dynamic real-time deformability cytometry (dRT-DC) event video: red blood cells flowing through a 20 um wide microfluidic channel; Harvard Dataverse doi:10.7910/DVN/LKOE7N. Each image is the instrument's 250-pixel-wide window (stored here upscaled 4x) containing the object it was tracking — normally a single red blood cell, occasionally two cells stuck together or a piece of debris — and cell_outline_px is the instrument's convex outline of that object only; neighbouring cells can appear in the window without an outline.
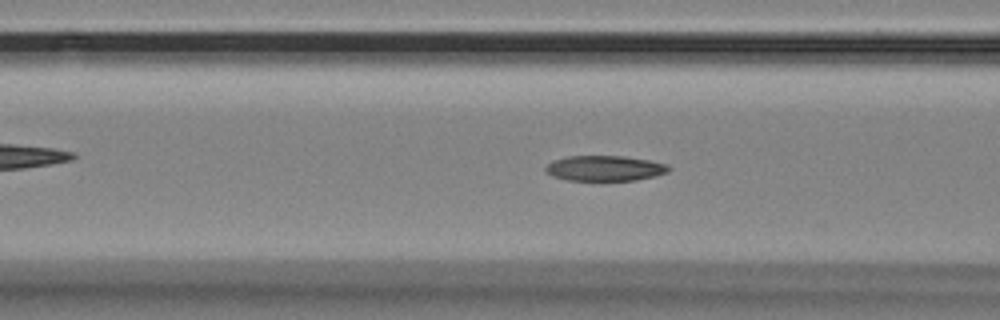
{"species": "Egyptian fruit bat (a non-hibernating species)", "species_latin": "Rousettus aegyptiacus", "temperature_condition": "room temperature", "stored_images_in_passage": 57, "camera_frame_rate_fps": 3000, "um_per_image_px": 0.085, "animal": {"sex": "female"}, "frame": {"image": 1, "passage_image": 21, "time_ms": 6.667, "image_size_px": [1000, 320], "cell_outline_px": [[672, 168], [668, 172], [656, 176], [636, 180], [568, 180], [552, 176], [544, 168], [552, 160], [568, 156], [624, 156], [648, 160], [668, 164]], "centroid_in_image_um": [51.44, 14.3], "position_along_channel_um": 115.2, "area_um2": 18.21}}
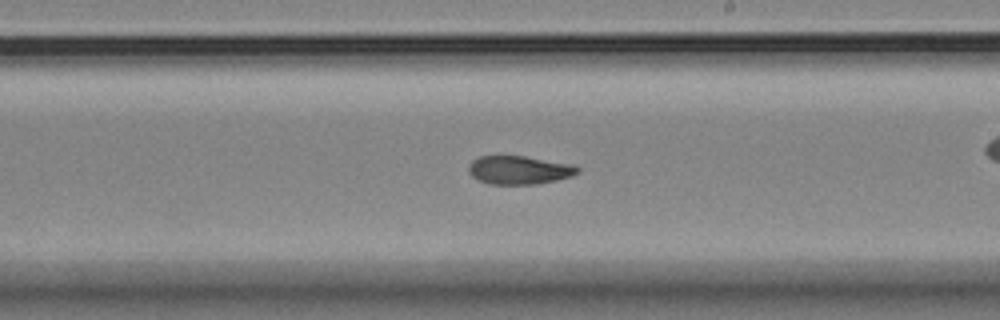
{"frame": {"image": 2, "passage_image": 32, "time_ms": 10.333, "image_size_px": [1000, 320], "cell_outline_px": [[580, 172], [572, 176], [556, 180], [536, 184], [488, 184], [472, 176], [468, 172], [468, 164], [472, 160], [480, 156], [524, 156], [576, 164], [580, 168]], "centroid_in_image_um": [44.16, 14.44], "position_along_channel_um": 244.8, "area_um2": 18.26}}
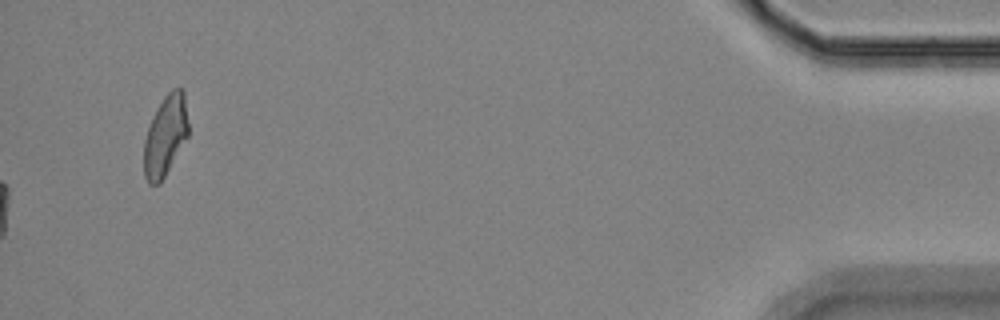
{"frame": {"image": 3, "passage_image": 57, "time_ms": 18.667, "image_size_px": [1000, 320], "cell_outline_px": [[188, 136], [160, 184], [148, 184], [144, 176], [144, 140], [152, 116], [156, 108], [164, 96], [172, 88], [180, 88], [184, 92], [188, 124]], "centroid_in_image_um": [14.05, 11.54], "position_along_channel_um": 421.2, "area_um2": 20.87}, "authors_computed_cell_mechanics": {"area_um2": 18.6116, "velocity_mm_per_s": 3.5346, "shape_relaxation_time_tau1_ms": null, "shape_relaxation_time_tau2_ms": 4.8062, "deformation_change_tau1": null, "deformation_change_tau2": 0.1132}}